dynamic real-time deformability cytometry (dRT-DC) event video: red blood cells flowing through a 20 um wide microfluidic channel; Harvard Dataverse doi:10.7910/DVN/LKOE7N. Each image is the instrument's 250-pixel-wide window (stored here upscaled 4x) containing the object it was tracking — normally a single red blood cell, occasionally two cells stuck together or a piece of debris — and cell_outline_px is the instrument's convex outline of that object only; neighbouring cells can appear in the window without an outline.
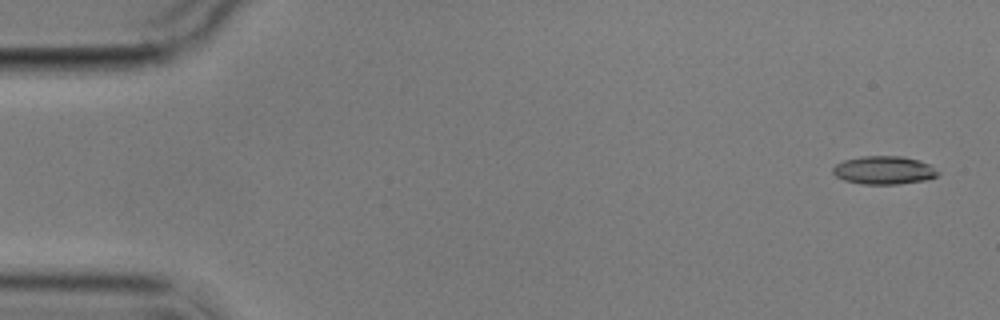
{"species": "common noctule bat (a hibernating species)", "species_latin": "Nyctalus noctula", "temperature_condition": "cold", "stored_images_in_passage": 12, "segment_of_instrument_passage": [1, 2], "camera_frame_rate_fps": 3000, "um_per_image_px": 0.085, "animal": {"sex": "male", "body_mass_g": 17.9}, "frame": {"image": 1, "passage_image": 1, "time_ms": 0.0, "image_size_px": [1000, 320], "cell_outline_px": [[940, 172], [936, 176], [924, 180], [896, 184], [860, 184], [844, 180], [836, 176], [832, 172], [832, 168], [836, 164], [844, 160], [860, 156], [900, 156], [920, 160], [928, 164]], "centroid_in_image_um": [75.1, 14.46], "position_along_channel_um": 9.9, "area_um2": 17.22}}
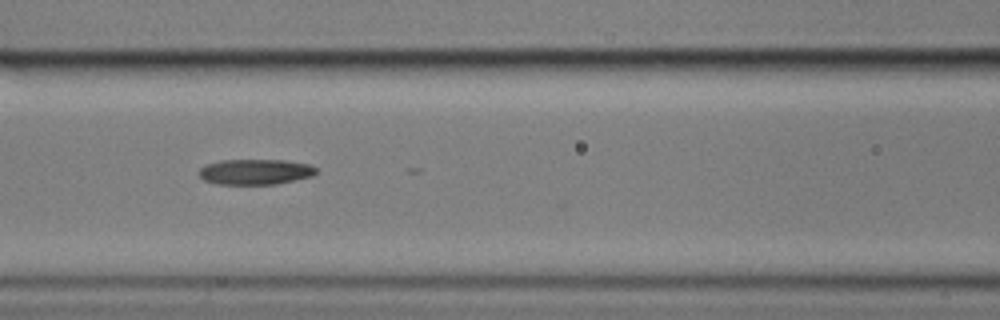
{"frame": {"image": 2, "passage_image": 5, "time_ms": 7.333, "image_size_px": [1000, 320], "cell_outline_px": [[316, 172], [312, 176], [276, 184], [216, 184], [204, 180], [196, 172], [200, 168], [208, 164], [220, 160], [284, 160], [308, 164], [316, 168]], "centroid_in_image_um": [21.66, 14.6], "position_along_channel_um": 144.9, "area_um2": 17.34}}
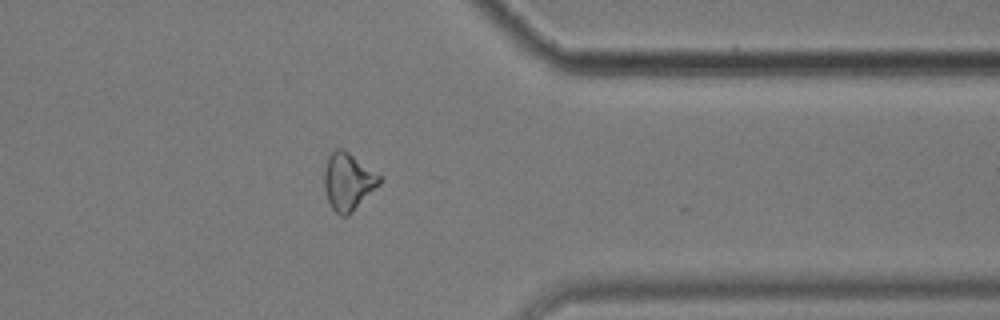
{"frame": {"image": 3, "passage_image": 11, "time_ms": 14.333, "image_size_px": [1000, 320], "cell_outline_px": [[380, 184], [348, 216], [340, 216], [332, 208], [328, 200], [324, 188], [324, 168], [328, 156], [336, 148], [340, 148], [348, 152], [380, 176]], "centroid_in_image_um": [29.55, 15.45], "position_along_channel_um": 381.8, "area_um2": 18.15}}